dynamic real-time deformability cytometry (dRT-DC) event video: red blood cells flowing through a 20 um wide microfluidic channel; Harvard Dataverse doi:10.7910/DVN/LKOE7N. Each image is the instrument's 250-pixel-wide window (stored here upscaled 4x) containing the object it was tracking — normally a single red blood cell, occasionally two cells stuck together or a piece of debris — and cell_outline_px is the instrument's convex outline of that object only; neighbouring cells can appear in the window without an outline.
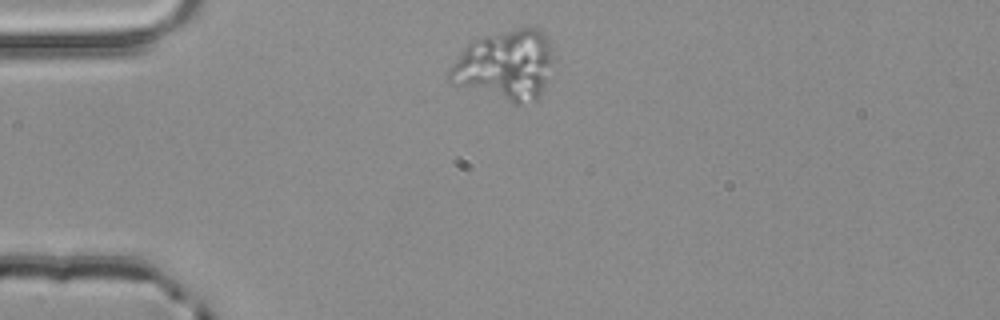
{"species": "common noctule bat (a hibernating species)", "species_latin": "Nyctalus noctula", "temperature_condition": "room temperature", "stored_images_in_passage": 2, "camera_frame_rate_fps": 3000, "um_per_image_px": 0.085, "animal": {"sex": "male", "body_mass_g": 20.4}, "frame": {"image": 1, "passage_image": 1, "time_ms": 0.0, "image_size_px": [1000, 320], "cell_outline_px": [[552, 56], [544, 84], [540, 96], [536, 100], [520, 104], [516, 104], [452, 84], [448, 80], [448, 68], [464, 48], [472, 40], [484, 36], [516, 28], [540, 28], [548, 36]], "centroid_in_image_um": [42.91, 5.53], "position_along_channel_um": 42.1, "area_um2": 42.14}}
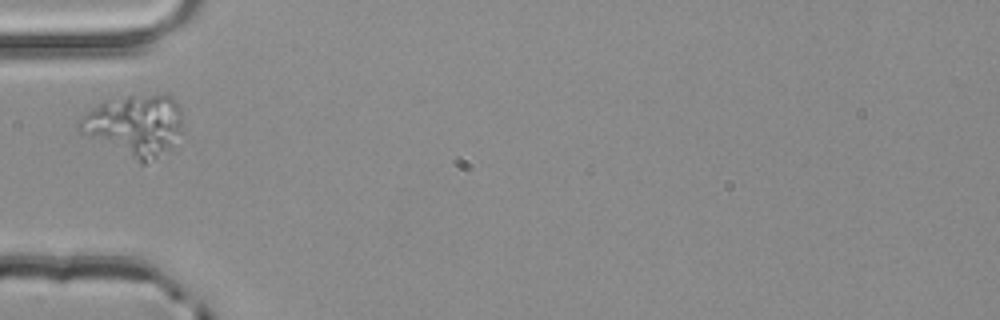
{"frame": {"image": 2, "passage_image": 2, "time_ms": 0.333, "image_size_px": [1000, 320], "cell_outline_px": [[184, 132], [172, 148], [144, 164], [140, 164], [76, 132], [76, 124], [88, 112], [100, 104], [128, 96], [172, 96], [176, 100], [180, 108], [184, 128]], "centroid_in_image_um": [11.48, 10.72], "position_along_channel_um": 73.5, "area_um2": 37.28}}